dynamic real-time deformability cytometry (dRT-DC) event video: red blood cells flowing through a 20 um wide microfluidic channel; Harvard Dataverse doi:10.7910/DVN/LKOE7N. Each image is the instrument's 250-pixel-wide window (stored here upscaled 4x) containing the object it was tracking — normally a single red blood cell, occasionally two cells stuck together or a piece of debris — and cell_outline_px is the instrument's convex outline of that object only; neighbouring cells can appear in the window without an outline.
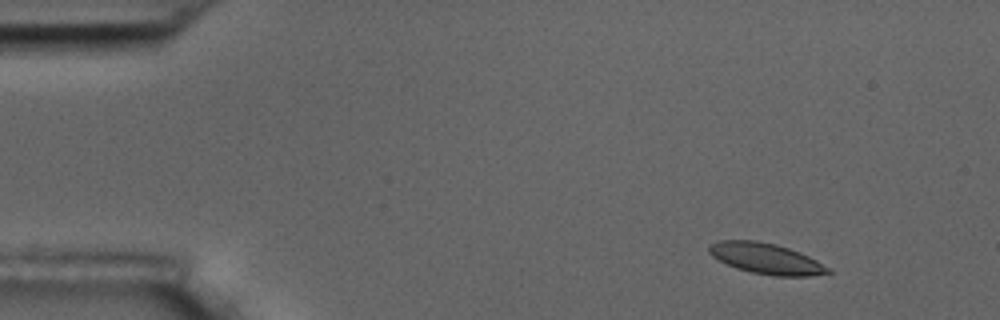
{"species": "common noctule bat (a hibernating species)", "species_latin": "Nyctalus noctula", "temperature_condition": "room temperature", "stored_images_in_passage": 4, "camera_frame_rate_fps": 3000, "um_per_image_px": 0.085, "animal": {"sex": "male", "body_mass_g": 17.5, "forearm_length_mm": 52.3}, "frame": {"image": 1, "passage_image": 1, "time_ms": 0.0, "image_size_px": [1000, 320], "cell_outline_px": [[832, 272], [808, 276], [772, 276], [752, 272], [736, 268], [712, 256], [708, 252], [708, 244], [720, 240], [756, 240], [776, 244], [800, 252], [832, 268]], "centroid_in_image_um": [65.12, 21.97], "position_along_channel_um": 19.9, "area_um2": 21.39}}
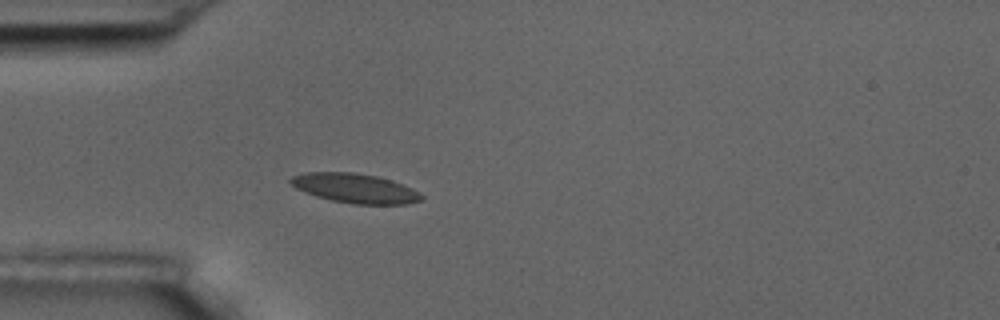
{"frame": {"image": 2, "passage_image": 4, "time_ms": 3.333, "image_size_px": [1000, 320], "cell_outline_px": [[424, 196], [420, 200], [408, 204], [352, 204], [332, 200], [316, 196], [304, 192], [296, 188], [288, 180], [292, 176], [308, 172], [356, 172], [376, 176], [392, 180], [412, 188], [420, 192]], "centroid_in_image_um": [30.19, 16.0], "position_along_channel_um": 54.8, "area_um2": 22.48}}